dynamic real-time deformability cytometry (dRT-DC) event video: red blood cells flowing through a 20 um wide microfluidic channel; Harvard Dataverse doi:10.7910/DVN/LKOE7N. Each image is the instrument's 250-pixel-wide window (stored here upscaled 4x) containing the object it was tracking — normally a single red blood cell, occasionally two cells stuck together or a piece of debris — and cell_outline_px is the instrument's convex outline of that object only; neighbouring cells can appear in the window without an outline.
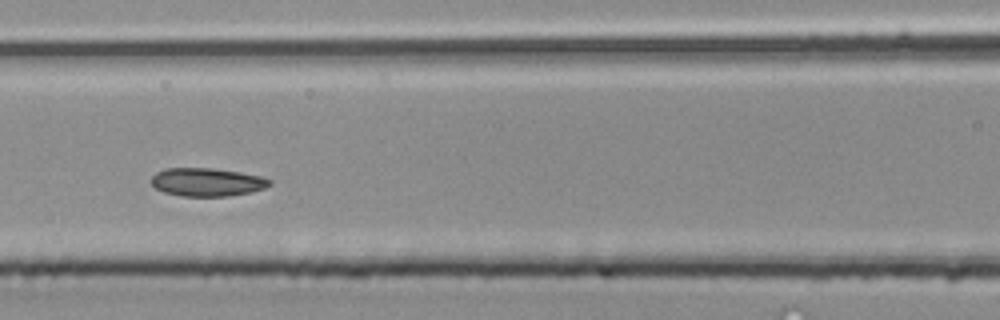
{"species": "common noctule bat (a hibernating species)", "species_latin": "Nyctalus noctula", "temperature_condition": "room temperature", "stored_images_in_passage": 13, "camera_frame_rate_fps": 3000, "um_per_image_px": 0.085, "animal": {"sex": "male", "body_mass_g": 20.4}, "frame": {"image": 1, "passage_image": 8, "time_ms": 2.333, "image_size_px": [1000, 320], "cell_outline_px": [[272, 184], [264, 188], [248, 192], [228, 196], [180, 196], [164, 192], [156, 188], [148, 180], [156, 172], [164, 168], [212, 168], [240, 172], [260, 176], [272, 180]], "centroid_in_image_um": [17.56, 15.47], "position_along_channel_um": 149.0, "area_um2": 19.54}}
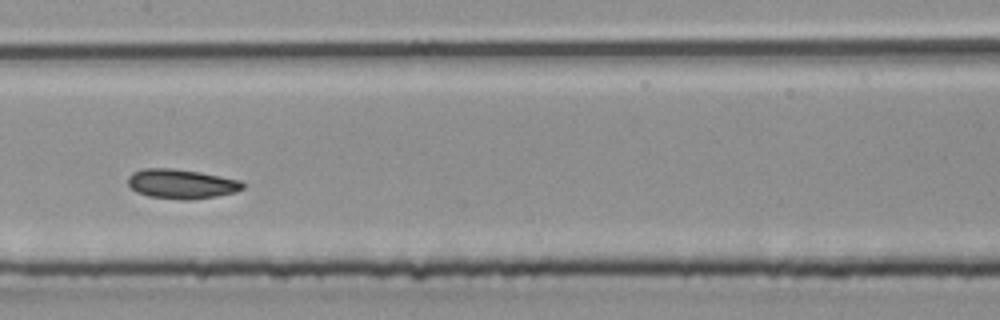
{"frame": {"image": 2, "passage_image": 11, "time_ms": 3.333, "image_size_px": [1000, 320], "cell_outline_px": [[244, 188], [236, 192], [216, 196], [192, 200], [184, 200], [148, 196], [136, 192], [128, 184], [128, 176], [132, 172], [144, 168], [172, 168], [200, 172], [240, 180], [244, 184]], "centroid_in_image_um": [15.41, 15.63], "position_along_channel_um": 192.0, "area_um2": 19.83}}